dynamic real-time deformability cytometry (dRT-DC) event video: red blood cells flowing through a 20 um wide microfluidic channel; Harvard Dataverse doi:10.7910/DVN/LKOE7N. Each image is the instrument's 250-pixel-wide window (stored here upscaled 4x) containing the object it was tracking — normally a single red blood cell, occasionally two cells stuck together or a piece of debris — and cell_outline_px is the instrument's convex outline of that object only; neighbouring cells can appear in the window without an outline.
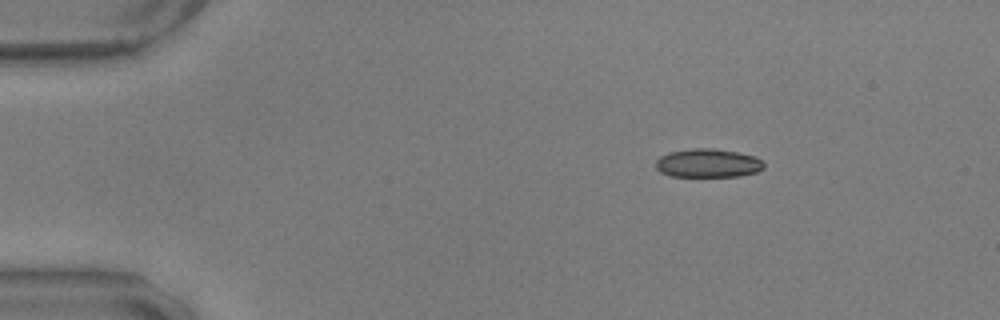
{"species": "common noctule bat (a hibernating species)", "species_latin": "Nyctalus noctula", "temperature_condition": "warm", "stored_images_in_passage": 49, "camera_frame_rate_fps": 3000, "um_per_image_px": 0.085, "animal": {"sex": "male", "body_mass_g": 17.9, "forearm_length_mm": 54.2}, "frame": {"image": 1, "passage_image": 1, "time_ms": 0.0, "image_size_px": [1000, 320], "cell_outline_px": [[764, 168], [756, 172], [740, 176], [672, 176], [660, 172], [656, 168], [656, 160], [660, 156], [668, 152], [692, 148], [716, 148], [756, 156], [764, 164]], "centroid_in_image_um": [60.16, 13.86], "position_along_channel_um": 24.8, "area_um2": 18.09}}
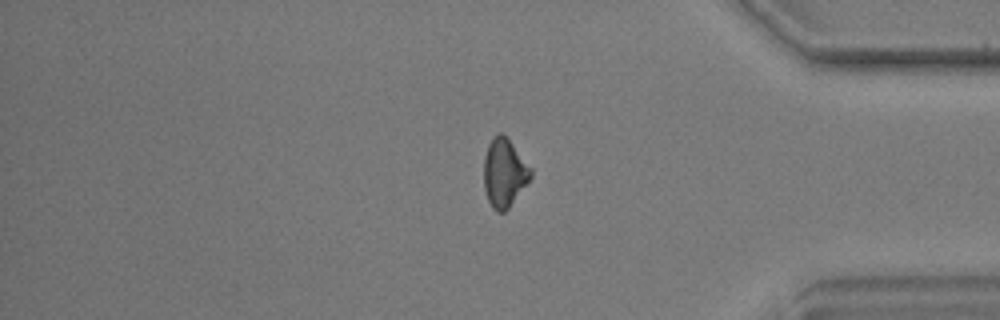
{"frame": {"image": 2, "passage_image": 40, "time_ms": 13.0, "image_size_px": [1000, 320], "cell_outline_px": [[532, 176], [508, 208], [504, 212], [496, 212], [492, 208], [488, 200], [484, 188], [484, 156], [488, 144], [496, 132], [504, 132], [508, 136], [532, 168]], "centroid_in_image_um": [42.86, 14.63], "position_along_channel_um": 392.3, "area_um2": 19.02}}
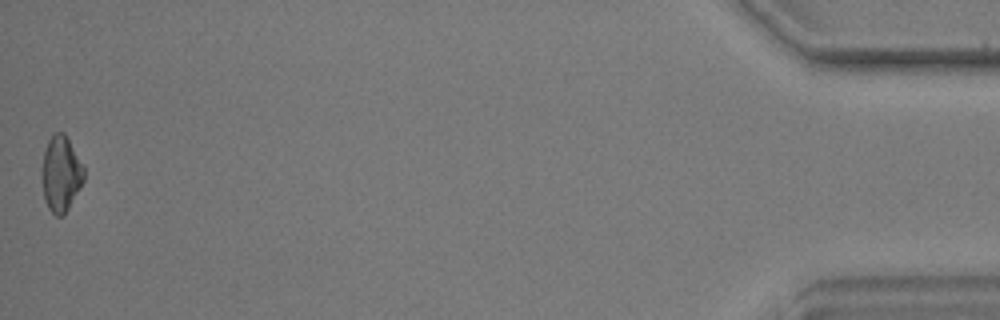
{"frame": {"image": 3, "passage_image": 49, "time_ms": 16.0, "image_size_px": [1000, 320], "cell_outline_px": [[84, 180], [64, 216], [56, 216], [48, 208], [44, 200], [40, 172], [44, 152], [48, 140], [56, 132], [64, 132], [84, 168]], "centroid_in_image_um": [5.15, 14.8], "position_along_channel_um": 430.1, "area_um2": 18.55}, "authors_computed_cell_mechanics": {"area_um2": 19.2474, "velocity_mm_per_s": 3.5601, "shape_relaxation_time_tau1_ms": 7.5107, "shape_relaxation_time_tau2_ms": 2.6471, "deformation_change_tau1": 0.1398, "deformation_change_tau2": 0.1226}}